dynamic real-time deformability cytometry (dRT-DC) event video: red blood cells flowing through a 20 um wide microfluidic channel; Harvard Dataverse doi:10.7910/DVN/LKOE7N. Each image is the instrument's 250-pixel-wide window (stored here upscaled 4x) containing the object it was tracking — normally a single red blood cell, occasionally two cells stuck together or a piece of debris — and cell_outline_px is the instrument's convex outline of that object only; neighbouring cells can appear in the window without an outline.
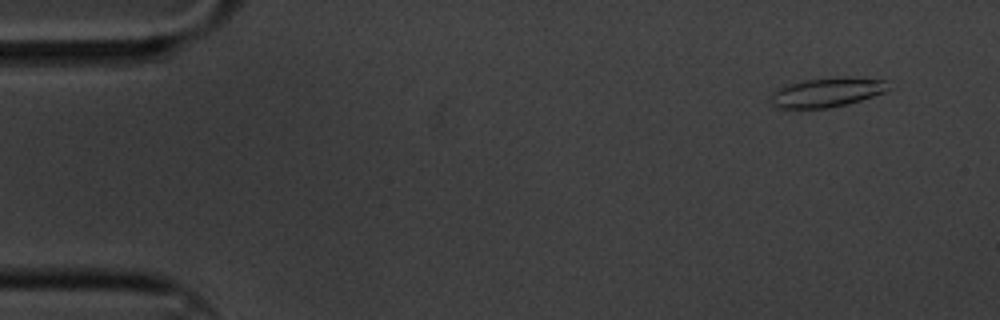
{"species": "common noctule bat (a hibernating species)", "species_latin": "Nyctalus noctula", "temperature_condition": "cold", "stored_images_in_passage": 6, "camera_frame_rate_fps": 3000, "um_per_image_px": 0.085, "animal": {"sex": "male", "body_mass_g": 20.1, "forearm_length_mm": 53.5}, "frame": {"image": 1, "passage_image": 1, "time_ms": 0.0, "image_size_px": [1000, 320], "cell_outline_px": [[892, 88], [884, 92], [848, 104], [828, 108], [776, 108], [772, 104], [772, 92], [780, 84], [804, 80], [848, 76], [852, 76], [888, 80]], "centroid_in_image_um": [70.3, 7.82], "position_along_channel_um": 14.7, "area_um2": 20.63}}